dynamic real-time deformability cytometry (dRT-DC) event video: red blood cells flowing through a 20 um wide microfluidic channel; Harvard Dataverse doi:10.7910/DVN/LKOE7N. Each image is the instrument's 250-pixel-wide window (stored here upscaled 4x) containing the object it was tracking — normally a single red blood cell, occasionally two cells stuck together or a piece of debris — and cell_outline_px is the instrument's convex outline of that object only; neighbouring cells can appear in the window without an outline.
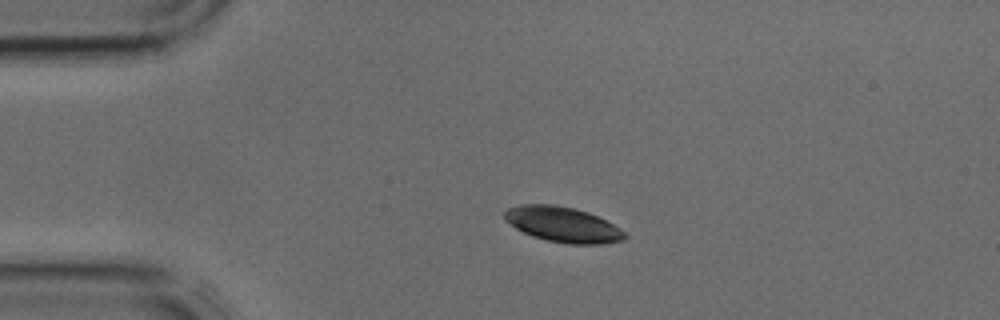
{"species": "common noctule bat (a hibernating species)", "species_latin": "Nyctalus noctula", "temperature_condition": "cold", "stored_images_in_passage": 3, "camera_frame_rate_fps": 3000, "um_per_image_px": 0.085, "animal": {"sex": "male", "body_mass_g": 17.9, "forearm_length_mm": 54.2}, "frame": {"image": 1, "passage_image": 3, "time_ms": 0.667, "image_size_px": [1000, 320], "cell_outline_px": [[628, 236], [624, 240], [604, 244], [568, 244], [548, 240], [532, 236], [516, 228], [504, 220], [504, 212], [508, 208], [520, 204], [556, 204], [588, 212], [612, 224], [624, 232]], "centroid_in_image_um": [47.82, 19.08], "position_along_channel_um": 37.2, "area_um2": 24.62}}